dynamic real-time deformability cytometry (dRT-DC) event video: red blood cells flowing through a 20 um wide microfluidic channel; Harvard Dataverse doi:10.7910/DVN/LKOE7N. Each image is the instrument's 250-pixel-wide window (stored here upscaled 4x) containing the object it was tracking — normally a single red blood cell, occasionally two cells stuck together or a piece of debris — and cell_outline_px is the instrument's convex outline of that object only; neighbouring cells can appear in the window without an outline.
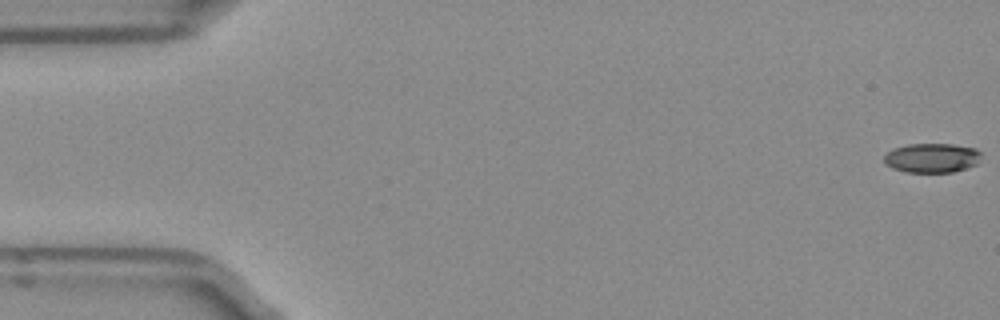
{"species": "Egyptian fruit bat (a non-hibernating species)", "species_latin": "Rousettus aegyptiacus", "temperature_condition": "room temperature", "stored_images_in_passage": 10, "camera_frame_rate_fps": 3000, "um_per_image_px": 0.085, "frame": {"image": 1, "passage_image": 1, "time_ms": 0.0, "image_size_px": [1000, 320], "cell_outline_px": [[980, 152], [976, 164], [968, 168], [952, 172], [904, 172], [892, 168], [884, 160], [884, 156], [892, 148], [908, 144], [952, 144], [976, 148]], "centroid_in_image_um": [79.2, 13.42], "position_along_channel_um": 5.8, "area_um2": 16.59}}